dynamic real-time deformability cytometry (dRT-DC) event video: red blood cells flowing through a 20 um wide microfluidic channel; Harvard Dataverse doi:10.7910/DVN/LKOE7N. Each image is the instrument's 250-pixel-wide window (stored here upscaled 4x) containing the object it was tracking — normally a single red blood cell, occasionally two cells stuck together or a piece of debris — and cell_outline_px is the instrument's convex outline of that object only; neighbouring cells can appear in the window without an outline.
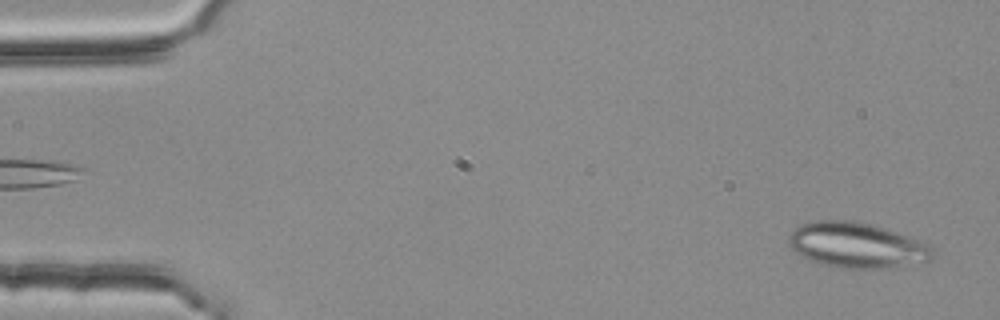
{"species": "common noctule bat (a hibernating species)", "species_latin": "Nyctalus noctula", "temperature_condition": "room temperature", "stored_images_in_passage": 53, "segment_of_instrument_passage": [1, 2], "camera_frame_rate_fps": 3000, "um_per_image_px": 0.085, "animal": {"sex": "female", "body_mass_g": 25.1}, "frame": {"image": 1, "passage_image": 2, "time_ms": 0.333, "image_size_px": [1000, 320], "cell_outline_px": [[932, 256], [928, 260], [888, 268], [836, 268], [820, 264], [808, 260], [796, 252], [788, 244], [788, 236], [796, 228], [804, 224], [816, 220], [852, 220], [872, 224], [908, 236], [928, 244], [932, 248]], "centroid_in_image_um": [72.77, 20.84], "position_along_channel_um": 12.2, "area_um2": 37.8}}